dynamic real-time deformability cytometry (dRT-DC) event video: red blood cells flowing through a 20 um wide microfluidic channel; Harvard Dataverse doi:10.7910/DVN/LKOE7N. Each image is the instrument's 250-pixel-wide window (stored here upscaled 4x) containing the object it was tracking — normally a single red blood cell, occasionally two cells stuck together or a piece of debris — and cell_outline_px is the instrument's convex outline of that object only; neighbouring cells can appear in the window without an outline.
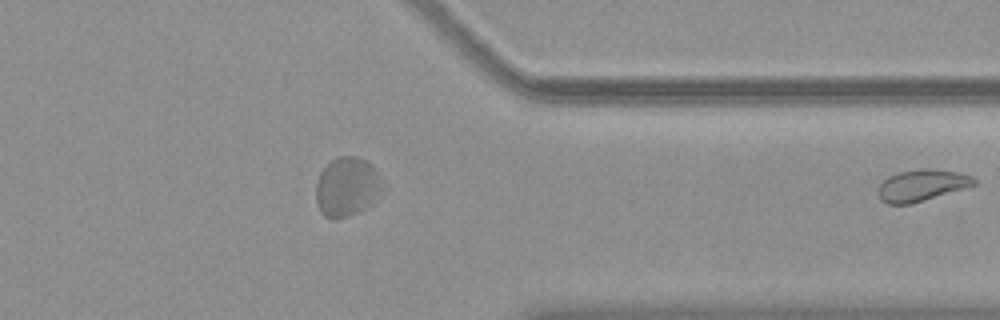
{"species": "common noctule bat (a hibernating species)", "species_latin": "Nyctalus noctula", "temperature_condition": "warm", "stored_images_in_passage": 45, "segment_of_instrument_passage": [2, 2], "camera_frame_rate_fps": 3000, "um_per_image_px": 0.085, "animal": {"sex": "female", "body_mass_g": 19.9}, "frame": {"image": 1, "passage_image": 45, "time_ms": 14.667, "image_size_px": [1000, 320], "cell_outline_px": [[976, 184], [964, 188], [924, 200], [908, 204], [888, 204], [880, 200], [880, 184], [888, 176], [900, 172], [920, 168], [932, 168], [956, 172], [972, 176], [976, 180]], "centroid_in_image_um": [78.35, 15.74], "position_along_channel_um": 333.0, "area_um2": 17.34}}